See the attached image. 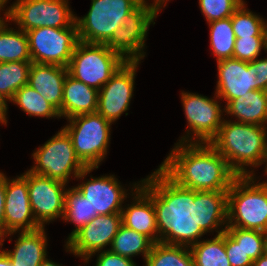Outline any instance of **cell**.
<instances>
[{
  "mask_svg": "<svg viewBox=\"0 0 267 266\" xmlns=\"http://www.w3.org/2000/svg\"><path fill=\"white\" fill-rule=\"evenodd\" d=\"M152 174L183 215L211 213L238 177L210 143H175Z\"/></svg>",
  "mask_w": 267,
  "mask_h": 266,
  "instance_id": "obj_1",
  "label": "cell"
},
{
  "mask_svg": "<svg viewBox=\"0 0 267 266\" xmlns=\"http://www.w3.org/2000/svg\"><path fill=\"white\" fill-rule=\"evenodd\" d=\"M133 187L130 194L133 201L121 212L122 224L146 235L154 243L167 239L183 216L167 188L153 174L135 182Z\"/></svg>",
  "mask_w": 267,
  "mask_h": 266,
  "instance_id": "obj_2",
  "label": "cell"
},
{
  "mask_svg": "<svg viewBox=\"0 0 267 266\" xmlns=\"http://www.w3.org/2000/svg\"><path fill=\"white\" fill-rule=\"evenodd\" d=\"M255 176H238L224 199L209 213L221 227L267 233V185L257 182Z\"/></svg>",
  "mask_w": 267,
  "mask_h": 266,
  "instance_id": "obj_3",
  "label": "cell"
},
{
  "mask_svg": "<svg viewBox=\"0 0 267 266\" xmlns=\"http://www.w3.org/2000/svg\"><path fill=\"white\" fill-rule=\"evenodd\" d=\"M209 143L225 158L238 176H253L254 169H249L263 164L267 146V126L224 119L218 133Z\"/></svg>",
  "mask_w": 267,
  "mask_h": 266,
  "instance_id": "obj_4",
  "label": "cell"
},
{
  "mask_svg": "<svg viewBox=\"0 0 267 266\" xmlns=\"http://www.w3.org/2000/svg\"><path fill=\"white\" fill-rule=\"evenodd\" d=\"M32 157L35 162L29 171L66 184L71 176L77 180H84L85 176L97 169V167H86L80 161L75 154L70 136L63 128L39 146L32 153Z\"/></svg>",
  "mask_w": 267,
  "mask_h": 266,
  "instance_id": "obj_5",
  "label": "cell"
},
{
  "mask_svg": "<svg viewBox=\"0 0 267 266\" xmlns=\"http://www.w3.org/2000/svg\"><path fill=\"white\" fill-rule=\"evenodd\" d=\"M177 230L186 238L194 266H231L225 251V230L209 214L183 215ZM216 231L211 239L201 241L207 233Z\"/></svg>",
  "mask_w": 267,
  "mask_h": 266,
  "instance_id": "obj_6",
  "label": "cell"
},
{
  "mask_svg": "<svg viewBox=\"0 0 267 266\" xmlns=\"http://www.w3.org/2000/svg\"><path fill=\"white\" fill-rule=\"evenodd\" d=\"M63 129L72 140L76 156L86 167H99L107 155L112 123L98 112L71 117Z\"/></svg>",
  "mask_w": 267,
  "mask_h": 266,
  "instance_id": "obj_7",
  "label": "cell"
},
{
  "mask_svg": "<svg viewBox=\"0 0 267 266\" xmlns=\"http://www.w3.org/2000/svg\"><path fill=\"white\" fill-rule=\"evenodd\" d=\"M125 62L105 44L79 41L67 69L70 76L99 91Z\"/></svg>",
  "mask_w": 267,
  "mask_h": 266,
  "instance_id": "obj_8",
  "label": "cell"
},
{
  "mask_svg": "<svg viewBox=\"0 0 267 266\" xmlns=\"http://www.w3.org/2000/svg\"><path fill=\"white\" fill-rule=\"evenodd\" d=\"M144 0H91L84 17H75L79 41L105 44Z\"/></svg>",
  "mask_w": 267,
  "mask_h": 266,
  "instance_id": "obj_9",
  "label": "cell"
},
{
  "mask_svg": "<svg viewBox=\"0 0 267 266\" xmlns=\"http://www.w3.org/2000/svg\"><path fill=\"white\" fill-rule=\"evenodd\" d=\"M160 9L144 0L124 20L105 45L125 61H141L145 57V39L150 25L155 24Z\"/></svg>",
  "mask_w": 267,
  "mask_h": 266,
  "instance_id": "obj_10",
  "label": "cell"
},
{
  "mask_svg": "<svg viewBox=\"0 0 267 266\" xmlns=\"http://www.w3.org/2000/svg\"><path fill=\"white\" fill-rule=\"evenodd\" d=\"M213 98L181 92L188 129L185 132L187 135L178 140L179 143H209L216 136L223 123L222 114L225 110L221 109L220 98L216 94Z\"/></svg>",
  "mask_w": 267,
  "mask_h": 266,
  "instance_id": "obj_11",
  "label": "cell"
},
{
  "mask_svg": "<svg viewBox=\"0 0 267 266\" xmlns=\"http://www.w3.org/2000/svg\"><path fill=\"white\" fill-rule=\"evenodd\" d=\"M26 33L32 62L67 68L79 42L76 22L66 28L39 27Z\"/></svg>",
  "mask_w": 267,
  "mask_h": 266,
  "instance_id": "obj_12",
  "label": "cell"
},
{
  "mask_svg": "<svg viewBox=\"0 0 267 266\" xmlns=\"http://www.w3.org/2000/svg\"><path fill=\"white\" fill-rule=\"evenodd\" d=\"M68 3V0H16L8 19L25 32L39 27H70L76 16Z\"/></svg>",
  "mask_w": 267,
  "mask_h": 266,
  "instance_id": "obj_13",
  "label": "cell"
},
{
  "mask_svg": "<svg viewBox=\"0 0 267 266\" xmlns=\"http://www.w3.org/2000/svg\"><path fill=\"white\" fill-rule=\"evenodd\" d=\"M22 175L28 182L30 206L36 222L45 227L48 222L63 219L67 184L29 170Z\"/></svg>",
  "mask_w": 267,
  "mask_h": 266,
  "instance_id": "obj_14",
  "label": "cell"
},
{
  "mask_svg": "<svg viewBox=\"0 0 267 266\" xmlns=\"http://www.w3.org/2000/svg\"><path fill=\"white\" fill-rule=\"evenodd\" d=\"M121 224L122 214L97 215L66 241L65 249L89 263L97 252L111 246Z\"/></svg>",
  "mask_w": 267,
  "mask_h": 266,
  "instance_id": "obj_15",
  "label": "cell"
},
{
  "mask_svg": "<svg viewBox=\"0 0 267 266\" xmlns=\"http://www.w3.org/2000/svg\"><path fill=\"white\" fill-rule=\"evenodd\" d=\"M140 61H126L98 92L97 112L112 124L129 110Z\"/></svg>",
  "mask_w": 267,
  "mask_h": 266,
  "instance_id": "obj_16",
  "label": "cell"
},
{
  "mask_svg": "<svg viewBox=\"0 0 267 266\" xmlns=\"http://www.w3.org/2000/svg\"><path fill=\"white\" fill-rule=\"evenodd\" d=\"M39 228L41 226L36 222L30 206L27 179L23 175L12 180L6 176L4 235L1 236V246L7 236L18 231H34Z\"/></svg>",
  "mask_w": 267,
  "mask_h": 266,
  "instance_id": "obj_17",
  "label": "cell"
},
{
  "mask_svg": "<svg viewBox=\"0 0 267 266\" xmlns=\"http://www.w3.org/2000/svg\"><path fill=\"white\" fill-rule=\"evenodd\" d=\"M90 177L75 188L89 200L92 212L97 215L121 214L128 190L123 188L115 175Z\"/></svg>",
  "mask_w": 267,
  "mask_h": 266,
  "instance_id": "obj_18",
  "label": "cell"
},
{
  "mask_svg": "<svg viewBox=\"0 0 267 266\" xmlns=\"http://www.w3.org/2000/svg\"><path fill=\"white\" fill-rule=\"evenodd\" d=\"M218 81L215 94L227 101L256 90L254 61L245 62L236 58L217 61Z\"/></svg>",
  "mask_w": 267,
  "mask_h": 266,
  "instance_id": "obj_19",
  "label": "cell"
},
{
  "mask_svg": "<svg viewBox=\"0 0 267 266\" xmlns=\"http://www.w3.org/2000/svg\"><path fill=\"white\" fill-rule=\"evenodd\" d=\"M67 74L68 69L66 67L32 62L28 85L60 111Z\"/></svg>",
  "mask_w": 267,
  "mask_h": 266,
  "instance_id": "obj_20",
  "label": "cell"
},
{
  "mask_svg": "<svg viewBox=\"0 0 267 266\" xmlns=\"http://www.w3.org/2000/svg\"><path fill=\"white\" fill-rule=\"evenodd\" d=\"M98 90L67 74L59 114L69 119L78 115L97 112Z\"/></svg>",
  "mask_w": 267,
  "mask_h": 266,
  "instance_id": "obj_21",
  "label": "cell"
},
{
  "mask_svg": "<svg viewBox=\"0 0 267 266\" xmlns=\"http://www.w3.org/2000/svg\"><path fill=\"white\" fill-rule=\"evenodd\" d=\"M145 266H194L186 238L176 229L167 239L154 243Z\"/></svg>",
  "mask_w": 267,
  "mask_h": 266,
  "instance_id": "obj_22",
  "label": "cell"
},
{
  "mask_svg": "<svg viewBox=\"0 0 267 266\" xmlns=\"http://www.w3.org/2000/svg\"><path fill=\"white\" fill-rule=\"evenodd\" d=\"M13 251L5 250L13 266H39L47 257L45 227L34 231L18 232Z\"/></svg>",
  "mask_w": 267,
  "mask_h": 266,
  "instance_id": "obj_23",
  "label": "cell"
},
{
  "mask_svg": "<svg viewBox=\"0 0 267 266\" xmlns=\"http://www.w3.org/2000/svg\"><path fill=\"white\" fill-rule=\"evenodd\" d=\"M224 110L237 119L234 122L267 126V91L252 90L230 100Z\"/></svg>",
  "mask_w": 267,
  "mask_h": 266,
  "instance_id": "obj_24",
  "label": "cell"
},
{
  "mask_svg": "<svg viewBox=\"0 0 267 266\" xmlns=\"http://www.w3.org/2000/svg\"><path fill=\"white\" fill-rule=\"evenodd\" d=\"M9 19L0 23V63L32 62L27 33L17 27L8 28Z\"/></svg>",
  "mask_w": 267,
  "mask_h": 266,
  "instance_id": "obj_25",
  "label": "cell"
},
{
  "mask_svg": "<svg viewBox=\"0 0 267 266\" xmlns=\"http://www.w3.org/2000/svg\"><path fill=\"white\" fill-rule=\"evenodd\" d=\"M153 244L154 242L146 235L121 224L108 250L131 259L142 253L145 261Z\"/></svg>",
  "mask_w": 267,
  "mask_h": 266,
  "instance_id": "obj_26",
  "label": "cell"
},
{
  "mask_svg": "<svg viewBox=\"0 0 267 266\" xmlns=\"http://www.w3.org/2000/svg\"><path fill=\"white\" fill-rule=\"evenodd\" d=\"M95 216L92 207L85 197L73 186L68 188L65 196V209L63 220L73 223L75 229L70 233L67 241L85 224L89 223Z\"/></svg>",
  "mask_w": 267,
  "mask_h": 266,
  "instance_id": "obj_27",
  "label": "cell"
},
{
  "mask_svg": "<svg viewBox=\"0 0 267 266\" xmlns=\"http://www.w3.org/2000/svg\"><path fill=\"white\" fill-rule=\"evenodd\" d=\"M210 27V47L215 55L216 62L233 58L235 45V34L231 23V17L211 21Z\"/></svg>",
  "mask_w": 267,
  "mask_h": 266,
  "instance_id": "obj_28",
  "label": "cell"
},
{
  "mask_svg": "<svg viewBox=\"0 0 267 266\" xmlns=\"http://www.w3.org/2000/svg\"><path fill=\"white\" fill-rule=\"evenodd\" d=\"M9 102L19 105L30 117L61 118L59 111L28 84L16 91Z\"/></svg>",
  "mask_w": 267,
  "mask_h": 266,
  "instance_id": "obj_29",
  "label": "cell"
},
{
  "mask_svg": "<svg viewBox=\"0 0 267 266\" xmlns=\"http://www.w3.org/2000/svg\"><path fill=\"white\" fill-rule=\"evenodd\" d=\"M32 62L0 63V95L10 101L15 92L28 84Z\"/></svg>",
  "mask_w": 267,
  "mask_h": 266,
  "instance_id": "obj_30",
  "label": "cell"
},
{
  "mask_svg": "<svg viewBox=\"0 0 267 266\" xmlns=\"http://www.w3.org/2000/svg\"><path fill=\"white\" fill-rule=\"evenodd\" d=\"M244 2L231 16L235 38L266 36L267 20L246 8Z\"/></svg>",
  "mask_w": 267,
  "mask_h": 266,
  "instance_id": "obj_31",
  "label": "cell"
},
{
  "mask_svg": "<svg viewBox=\"0 0 267 266\" xmlns=\"http://www.w3.org/2000/svg\"><path fill=\"white\" fill-rule=\"evenodd\" d=\"M252 261L258 259L267 250V233L259 230L241 229L238 227L223 228Z\"/></svg>",
  "mask_w": 267,
  "mask_h": 266,
  "instance_id": "obj_32",
  "label": "cell"
},
{
  "mask_svg": "<svg viewBox=\"0 0 267 266\" xmlns=\"http://www.w3.org/2000/svg\"><path fill=\"white\" fill-rule=\"evenodd\" d=\"M244 2V0H199V7L209 23L231 17Z\"/></svg>",
  "mask_w": 267,
  "mask_h": 266,
  "instance_id": "obj_33",
  "label": "cell"
},
{
  "mask_svg": "<svg viewBox=\"0 0 267 266\" xmlns=\"http://www.w3.org/2000/svg\"><path fill=\"white\" fill-rule=\"evenodd\" d=\"M262 49L265 51L267 49L266 36L236 38L233 58L245 62H252L258 58Z\"/></svg>",
  "mask_w": 267,
  "mask_h": 266,
  "instance_id": "obj_34",
  "label": "cell"
},
{
  "mask_svg": "<svg viewBox=\"0 0 267 266\" xmlns=\"http://www.w3.org/2000/svg\"><path fill=\"white\" fill-rule=\"evenodd\" d=\"M225 251L231 266H252L253 261L245 254L241 245L238 244L225 231Z\"/></svg>",
  "mask_w": 267,
  "mask_h": 266,
  "instance_id": "obj_35",
  "label": "cell"
},
{
  "mask_svg": "<svg viewBox=\"0 0 267 266\" xmlns=\"http://www.w3.org/2000/svg\"><path fill=\"white\" fill-rule=\"evenodd\" d=\"M97 253L95 266H136L133 259L113 253L108 249Z\"/></svg>",
  "mask_w": 267,
  "mask_h": 266,
  "instance_id": "obj_36",
  "label": "cell"
},
{
  "mask_svg": "<svg viewBox=\"0 0 267 266\" xmlns=\"http://www.w3.org/2000/svg\"><path fill=\"white\" fill-rule=\"evenodd\" d=\"M256 90L267 91V58L254 60Z\"/></svg>",
  "mask_w": 267,
  "mask_h": 266,
  "instance_id": "obj_37",
  "label": "cell"
},
{
  "mask_svg": "<svg viewBox=\"0 0 267 266\" xmlns=\"http://www.w3.org/2000/svg\"><path fill=\"white\" fill-rule=\"evenodd\" d=\"M6 175L0 172V236L4 235V210H5Z\"/></svg>",
  "mask_w": 267,
  "mask_h": 266,
  "instance_id": "obj_38",
  "label": "cell"
},
{
  "mask_svg": "<svg viewBox=\"0 0 267 266\" xmlns=\"http://www.w3.org/2000/svg\"><path fill=\"white\" fill-rule=\"evenodd\" d=\"M7 100H5L1 95H0V119L5 123V125H7V121L6 120L7 117V109H8V105H7Z\"/></svg>",
  "mask_w": 267,
  "mask_h": 266,
  "instance_id": "obj_39",
  "label": "cell"
},
{
  "mask_svg": "<svg viewBox=\"0 0 267 266\" xmlns=\"http://www.w3.org/2000/svg\"><path fill=\"white\" fill-rule=\"evenodd\" d=\"M0 266H13L8 255L2 250V246L0 244Z\"/></svg>",
  "mask_w": 267,
  "mask_h": 266,
  "instance_id": "obj_40",
  "label": "cell"
},
{
  "mask_svg": "<svg viewBox=\"0 0 267 266\" xmlns=\"http://www.w3.org/2000/svg\"><path fill=\"white\" fill-rule=\"evenodd\" d=\"M252 266H267V251L262 254L258 259L253 261Z\"/></svg>",
  "mask_w": 267,
  "mask_h": 266,
  "instance_id": "obj_41",
  "label": "cell"
},
{
  "mask_svg": "<svg viewBox=\"0 0 267 266\" xmlns=\"http://www.w3.org/2000/svg\"><path fill=\"white\" fill-rule=\"evenodd\" d=\"M7 1H9V0H0V13H4L5 18L9 17L11 10H12V7H13V5H11V6L7 7L6 10H4L3 8L5 7ZM1 11H5V12H1Z\"/></svg>",
  "mask_w": 267,
  "mask_h": 266,
  "instance_id": "obj_42",
  "label": "cell"
},
{
  "mask_svg": "<svg viewBox=\"0 0 267 266\" xmlns=\"http://www.w3.org/2000/svg\"><path fill=\"white\" fill-rule=\"evenodd\" d=\"M39 266H61L46 257Z\"/></svg>",
  "mask_w": 267,
  "mask_h": 266,
  "instance_id": "obj_43",
  "label": "cell"
},
{
  "mask_svg": "<svg viewBox=\"0 0 267 266\" xmlns=\"http://www.w3.org/2000/svg\"><path fill=\"white\" fill-rule=\"evenodd\" d=\"M169 0H153V4H155L160 10L166 6V3Z\"/></svg>",
  "mask_w": 267,
  "mask_h": 266,
  "instance_id": "obj_44",
  "label": "cell"
},
{
  "mask_svg": "<svg viewBox=\"0 0 267 266\" xmlns=\"http://www.w3.org/2000/svg\"><path fill=\"white\" fill-rule=\"evenodd\" d=\"M266 162V166H265V174L267 175V150L265 152V156H264V160H263V163ZM262 183L266 184L267 185V180L266 181H263Z\"/></svg>",
  "mask_w": 267,
  "mask_h": 266,
  "instance_id": "obj_45",
  "label": "cell"
},
{
  "mask_svg": "<svg viewBox=\"0 0 267 266\" xmlns=\"http://www.w3.org/2000/svg\"><path fill=\"white\" fill-rule=\"evenodd\" d=\"M1 14V13H0ZM1 16V15H0ZM5 18H4V16H3V18L2 17H0V23L4 20Z\"/></svg>",
  "mask_w": 267,
  "mask_h": 266,
  "instance_id": "obj_46",
  "label": "cell"
}]
</instances>
